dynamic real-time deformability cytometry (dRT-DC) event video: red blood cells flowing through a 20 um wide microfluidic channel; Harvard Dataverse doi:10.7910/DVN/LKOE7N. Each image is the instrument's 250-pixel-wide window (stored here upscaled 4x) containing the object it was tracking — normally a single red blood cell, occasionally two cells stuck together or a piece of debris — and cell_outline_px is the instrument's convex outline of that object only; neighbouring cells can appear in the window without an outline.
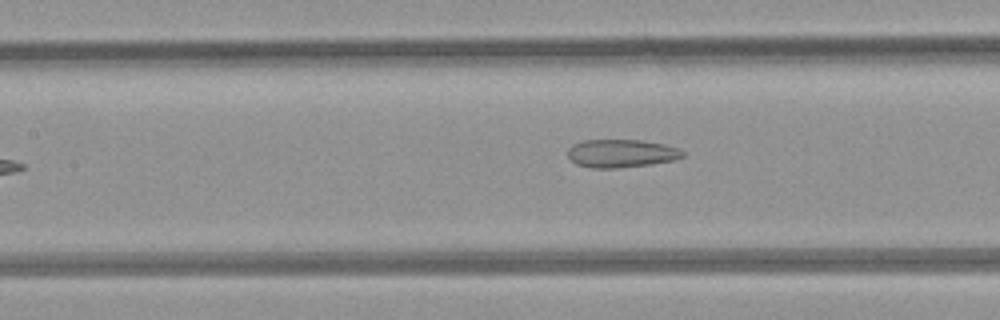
{"species": "common noctule bat (a hibernating species)", "species_latin": "Nyctalus noctula", "temperature_condition": "room temperature", "stored_images_in_passage": 7, "camera_frame_rate_fps": 3000, "um_per_image_px": 0.085, "animal": {"sex": "female", "body_mass_g": 21.9}, "frame": {"image": 1, "passage_image": 7, "time_ms": 7.0, "image_size_px": [1000, 320], "cell_outline_px": [[684, 156], [676, 160], [652, 164], [616, 168], [592, 168], [576, 164], [568, 156], [568, 148], [572, 144], [584, 140], [640, 140], [664, 144], [680, 148], [684, 152]], "centroid_in_image_um": [52.83, 13.04], "position_along_channel_um": 154.6, "area_um2": 18.96}}